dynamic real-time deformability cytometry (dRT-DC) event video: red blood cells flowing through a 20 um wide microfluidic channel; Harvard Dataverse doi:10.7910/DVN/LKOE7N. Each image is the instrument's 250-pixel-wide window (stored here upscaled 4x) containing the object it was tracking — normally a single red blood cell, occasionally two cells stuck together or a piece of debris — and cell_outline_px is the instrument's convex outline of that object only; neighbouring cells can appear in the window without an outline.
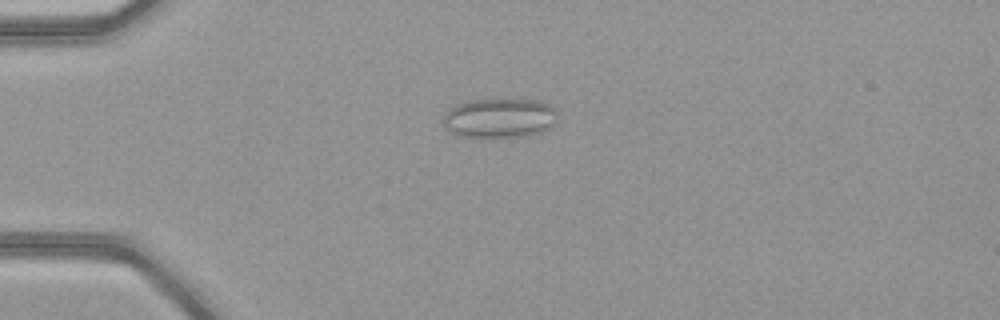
{"species": "common noctule bat (a hibernating species)", "species_latin": "Nyctalus noctula", "temperature_condition": "warm", "stored_images_in_passage": 51, "camera_frame_rate_fps": 3000, "um_per_image_px": 0.085, "animal": {"sex": "female", "body_mass_g": 21.9}, "frame": {"image": 1, "passage_image": 14, "time_ms": 4.333, "image_size_px": [1000, 320], "cell_outline_px": [[556, 124], [552, 128], [528, 136], [460, 136], [444, 128], [444, 116], [456, 104], [472, 100], [500, 96], [540, 100], [556, 108]], "centroid_in_image_um": [42.53, 9.97], "position_along_channel_um": 42.5, "area_um2": 27.11}}
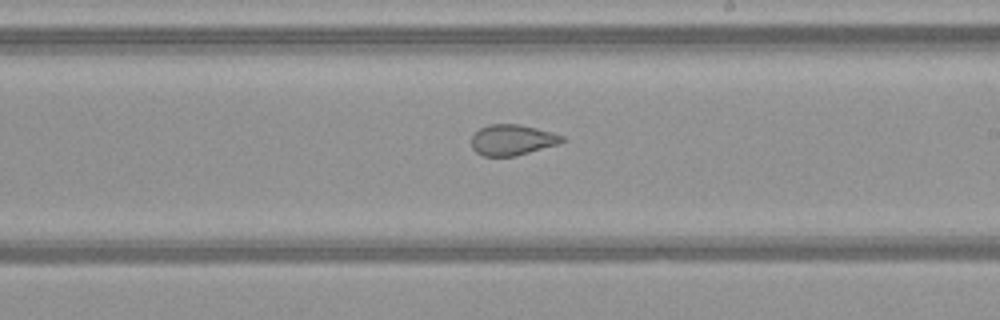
{"frame": {"image": 2, "passage_image": 31, "time_ms": 10.0, "image_size_px": [1000, 320], "cell_outline_px": [[564, 140], [556, 144], [516, 156], [484, 156], [476, 152], [472, 148], [472, 136], [480, 128], [488, 124], [520, 124], [552, 132], [564, 136]], "centroid_in_image_um": [43.51, 11.88], "position_along_channel_um": 245.5, "area_um2": 16.07}}
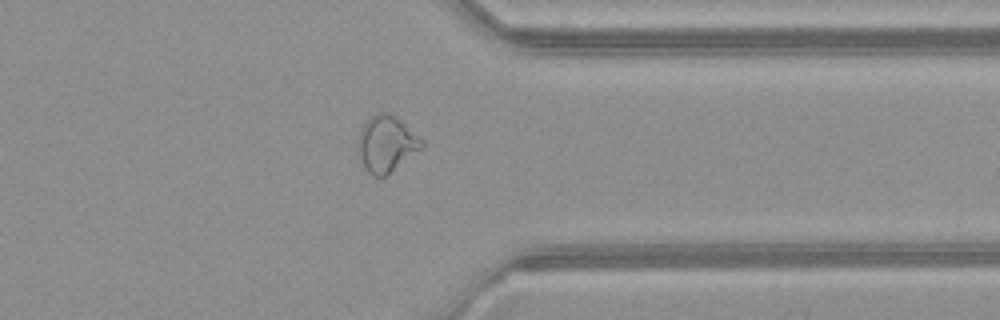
{"frame": {"image": 3, "passage_image": 41, "time_ms": 13.333, "image_size_px": [1000, 320], "cell_outline_px": [[424, 144], [420, 148], [384, 176], [372, 176], [368, 172], [360, 156], [356, 144], [360, 128], [376, 112], [384, 112], [396, 116], [424, 140]], "centroid_in_image_um": [32.81, 12.18], "position_along_channel_um": 378.6, "area_um2": 20.4}, "authors_computed_cell_mechanics": {"area_um2": 22.253, "velocity_mm_per_s": 4.108, "shape_relaxation_time_tau1_ms": null, "shape_relaxation_time_tau2_ms": 1.1836, "deformation_change_tau1": null, "deformation_change_tau2": 0.0762}}